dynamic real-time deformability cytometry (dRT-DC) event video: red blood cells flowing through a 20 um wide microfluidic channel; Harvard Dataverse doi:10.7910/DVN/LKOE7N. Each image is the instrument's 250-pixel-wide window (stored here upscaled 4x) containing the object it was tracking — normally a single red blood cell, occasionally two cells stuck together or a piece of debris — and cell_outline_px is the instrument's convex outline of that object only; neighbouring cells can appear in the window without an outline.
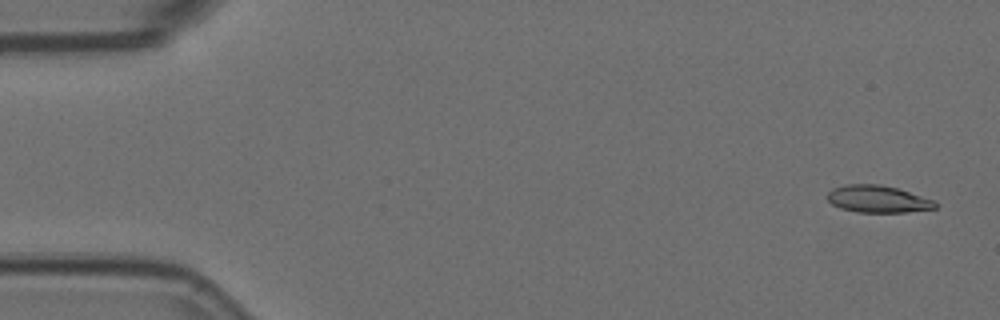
{"species": "Egyptian fruit bat (a non-hibernating species)", "species_latin": "Rousettus aegyptiacus", "temperature_condition": "room temperature", "stored_images_in_passage": 56, "camera_frame_rate_fps": 3000, "um_per_image_px": 0.085, "animal": {"sex": "female"}, "frame": {"image": 1, "passage_image": 2, "time_ms": 0.333, "image_size_px": [1000, 320], "cell_outline_px": [[936, 208], [904, 212], [856, 212], [840, 208], [832, 204], [824, 196], [832, 188], [844, 184], [880, 184], [896, 188], [932, 200], [936, 204]], "centroid_in_image_um": [74.51, 16.91], "position_along_channel_um": 10.5, "area_um2": 16.94}}
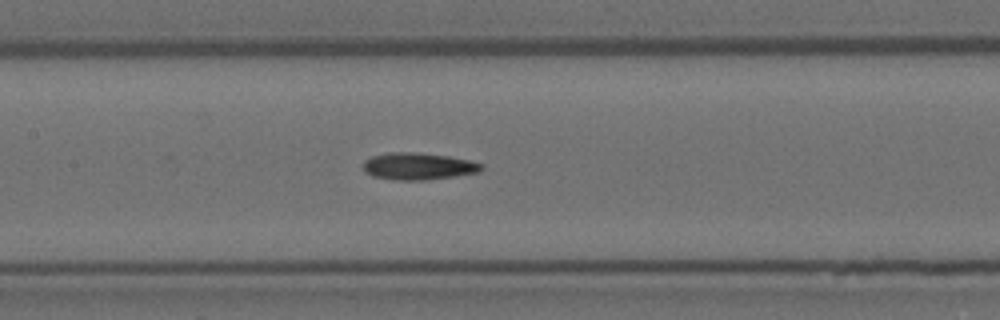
{"frame": {"image": 2, "passage_image": 26, "time_ms": 8.333, "image_size_px": [1000, 320], "cell_outline_px": [[484, 168], [480, 172], [456, 176], [424, 180], [396, 180], [372, 176], [364, 172], [364, 160], [372, 156], [388, 152], [412, 152], [448, 156], [468, 160], [484, 164]], "centroid_in_image_um": [35.56, 14.13], "position_along_channel_um": 171.8, "area_um2": 18.67}}
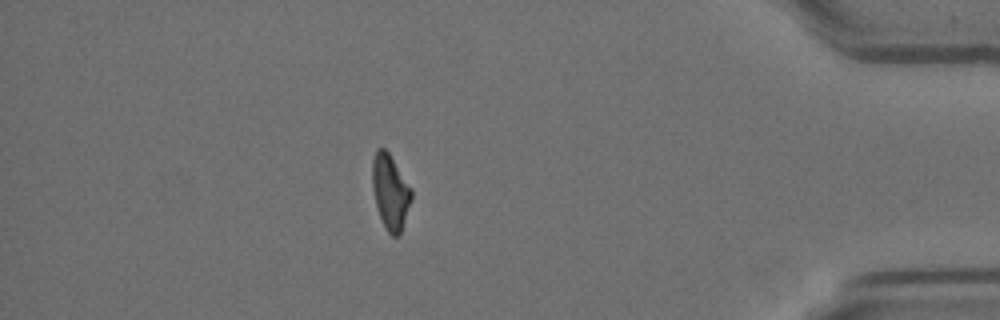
{"frame": {"image": 3, "passage_image": 49, "time_ms": 16.0, "image_size_px": [1000, 320], "cell_outline_px": [[412, 196], [400, 236], [392, 236], [388, 232], [380, 216], [376, 204], [372, 188], [372, 160], [376, 148], [384, 148], [388, 152], [412, 188]], "centroid_in_image_um": [33.17, 16.29], "position_along_channel_um": 402.0, "area_um2": 16.99}}